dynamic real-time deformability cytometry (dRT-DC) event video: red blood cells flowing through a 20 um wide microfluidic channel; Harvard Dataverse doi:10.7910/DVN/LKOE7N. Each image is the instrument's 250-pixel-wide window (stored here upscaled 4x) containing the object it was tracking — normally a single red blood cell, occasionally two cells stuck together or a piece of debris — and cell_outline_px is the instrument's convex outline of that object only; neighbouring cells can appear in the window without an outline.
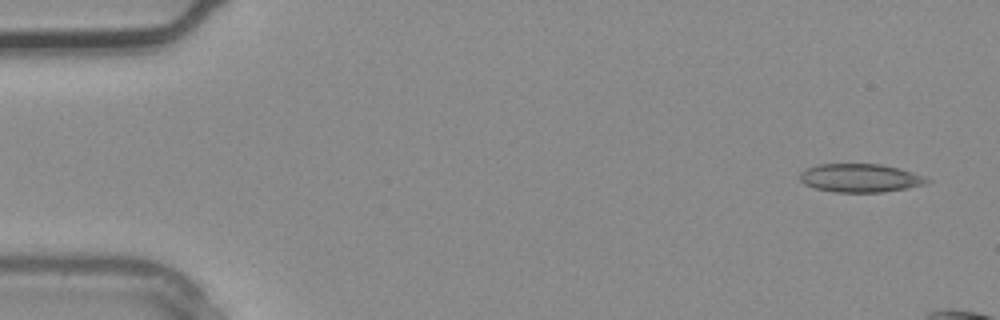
{"species": "common noctule bat (a hibernating species)", "species_latin": "Nyctalus noctula", "temperature_condition": "warm", "stored_images_in_passage": 4, "segment_of_instrument_passage": [2, 2], "camera_frame_rate_fps": 3000, "um_per_image_px": 0.085, "animal": {"sex": "male", "body_mass_g": 20.4}, "frame": {"image": 1, "passage_image": 4, "time_ms": 1.0, "image_size_px": [1000, 320], "cell_outline_px": [[932, 180], [924, 184], [908, 188], [884, 192], [832, 192], [816, 188], [804, 184], [800, 180], [800, 172], [804, 168], [816, 164], [880, 164], [900, 168], [924, 176]], "centroid_in_image_um": [73.1, 15.12], "position_along_channel_um": 11.9, "area_um2": 21.21}}